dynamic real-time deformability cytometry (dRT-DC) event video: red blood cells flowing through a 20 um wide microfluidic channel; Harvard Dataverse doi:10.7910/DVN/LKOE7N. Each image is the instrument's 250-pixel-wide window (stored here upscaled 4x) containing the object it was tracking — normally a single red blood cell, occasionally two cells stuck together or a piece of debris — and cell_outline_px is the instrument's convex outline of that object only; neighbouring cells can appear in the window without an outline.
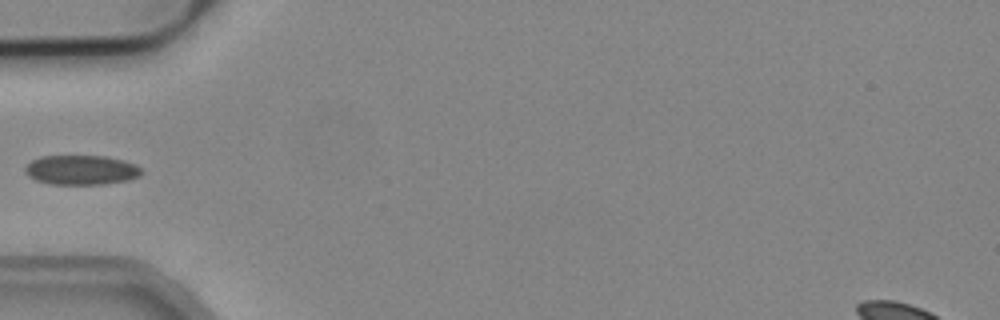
{"species": "common noctule bat (a hibernating species)", "species_latin": "Nyctalus noctula", "temperature_condition": "cold", "stored_images_in_passage": 3, "camera_frame_rate_fps": 3000, "um_per_image_px": 0.085, "animal": {"sex": "male", "body_mass_g": 19.2, "forearm_length_mm": 51.8}, "frame": {"image": 1, "passage_image": 3, "time_ms": 0.667, "image_size_px": [1000, 320], "cell_outline_px": [[140, 176], [128, 180], [104, 184], [52, 184], [36, 180], [28, 176], [24, 172], [24, 168], [32, 160], [40, 156], [104, 156], [136, 164], [140, 168]], "centroid_in_image_um": [6.87, 14.45], "position_along_channel_um": 78.1, "area_um2": 19.94}}